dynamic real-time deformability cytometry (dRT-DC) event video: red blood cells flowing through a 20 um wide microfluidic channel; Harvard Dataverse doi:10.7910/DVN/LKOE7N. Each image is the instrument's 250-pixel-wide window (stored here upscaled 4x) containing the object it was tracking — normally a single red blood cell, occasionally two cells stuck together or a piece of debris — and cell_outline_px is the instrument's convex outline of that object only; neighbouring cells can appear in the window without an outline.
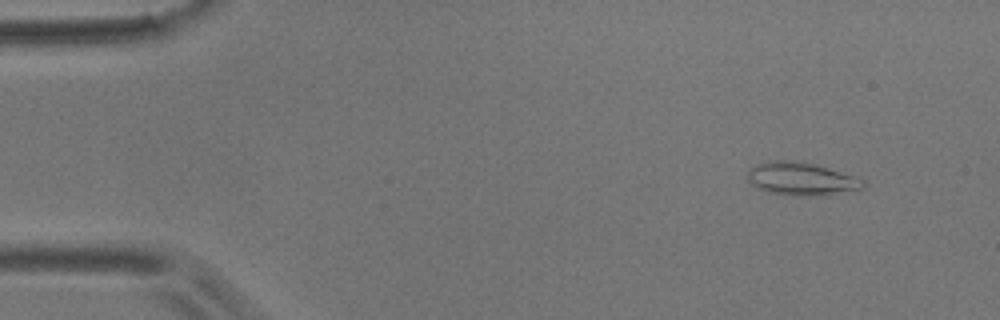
{"species": "common noctule bat (a hibernating species)", "species_latin": "Nyctalus noctula", "temperature_condition": "room temperature", "stored_images_in_passage": 5, "camera_frame_rate_fps": 3000, "um_per_image_px": 0.085, "animal": {"sex": "male", "body_mass_g": 17.9}, "frame": {"image": 1, "passage_image": 2, "time_ms": 0.333, "image_size_px": [1000, 320], "cell_outline_px": [[864, 184], [860, 188], [832, 192], [800, 196], [792, 196], [768, 192], [756, 188], [748, 180], [748, 172], [756, 164], [772, 160], [788, 160], [812, 164], [828, 168], [856, 176], [864, 180]], "centroid_in_image_um": [68.02, 15.18], "position_along_channel_um": 17.0, "area_um2": 21.44}}